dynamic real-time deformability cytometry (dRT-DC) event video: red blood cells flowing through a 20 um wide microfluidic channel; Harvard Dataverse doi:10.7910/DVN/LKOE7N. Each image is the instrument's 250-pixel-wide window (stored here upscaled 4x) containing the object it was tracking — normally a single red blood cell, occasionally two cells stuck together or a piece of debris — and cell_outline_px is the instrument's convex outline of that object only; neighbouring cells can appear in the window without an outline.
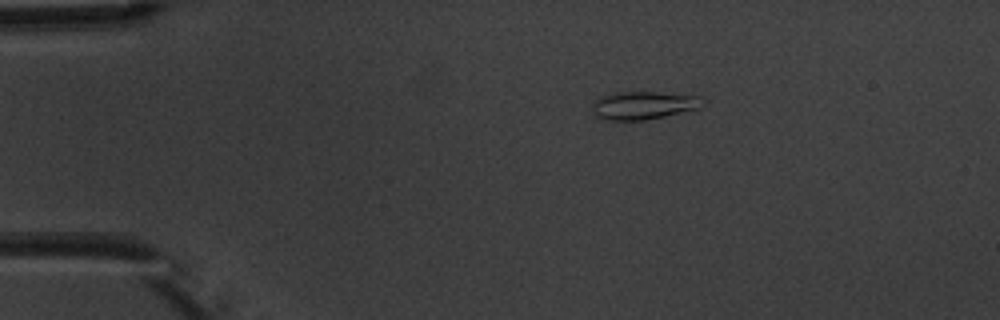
{"species": "common noctule bat (a hibernating species)", "species_latin": "Nyctalus noctula", "temperature_condition": "warm", "stored_images_in_passage": 7, "camera_frame_rate_fps": 3000, "um_per_image_px": 0.085, "animal": {"sex": "male", "body_mass_g": 20.1, "forearm_length_mm": 53.5}, "frame": {"image": 1, "passage_image": 1, "time_ms": 0.0, "image_size_px": [1000, 320], "cell_outline_px": [[708, 100], [700, 108], [664, 116], [644, 120], [604, 120], [596, 116], [592, 108], [592, 100], [600, 96], [616, 92], [660, 92], [700, 96]], "centroid_in_image_um": [54.71, 8.94], "position_along_channel_um": 30.3, "area_um2": 18.32}}
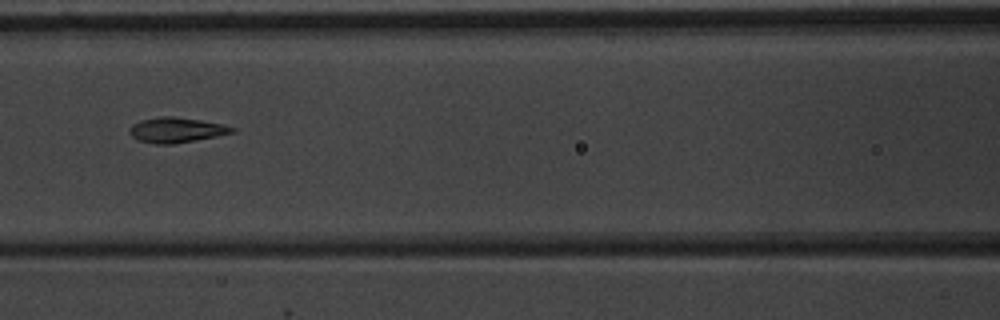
{"frame": {"image": 2, "passage_image": 5, "time_ms": 4.667, "image_size_px": [1000, 320], "cell_outline_px": [[236, 132], [196, 140], [172, 144], [156, 144], [140, 140], [132, 136], [128, 132], [128, 128], [132, 124], [140, 120], [160, 116], [176, 116], [224, 124], [236, 128]], "centroid_in_image_um": [14.99, 11.04], "position_along_channel_um": 151.6, "area_um2": 15.14}}
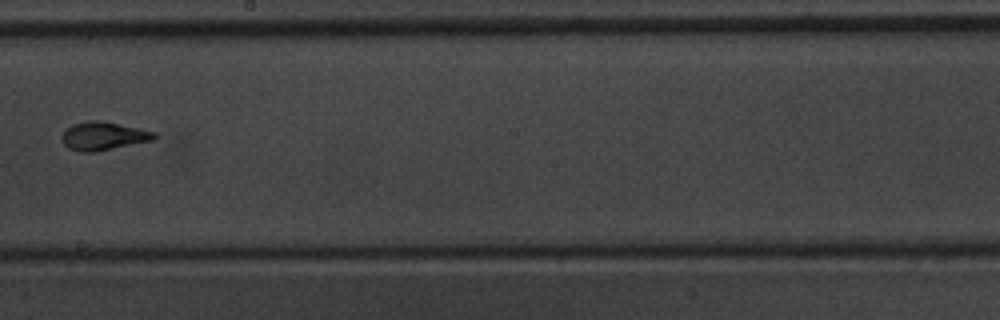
{"frame": {"image": 3, "passage_image": 7, "time_ms": 7.0, "image_size_px": [1000, 320], "cell_outline_px": [[160, 136], [152, 140], [96, 152], [80, 152], [68, 148], [60, 140], [60, 136], [72, 124], [88, 120], [104, 120], [156, 132]], "centroid_in_image_um": [8.78, 11.55], "position_along_channel_um": 239.4, "area_um2": 15.49}}